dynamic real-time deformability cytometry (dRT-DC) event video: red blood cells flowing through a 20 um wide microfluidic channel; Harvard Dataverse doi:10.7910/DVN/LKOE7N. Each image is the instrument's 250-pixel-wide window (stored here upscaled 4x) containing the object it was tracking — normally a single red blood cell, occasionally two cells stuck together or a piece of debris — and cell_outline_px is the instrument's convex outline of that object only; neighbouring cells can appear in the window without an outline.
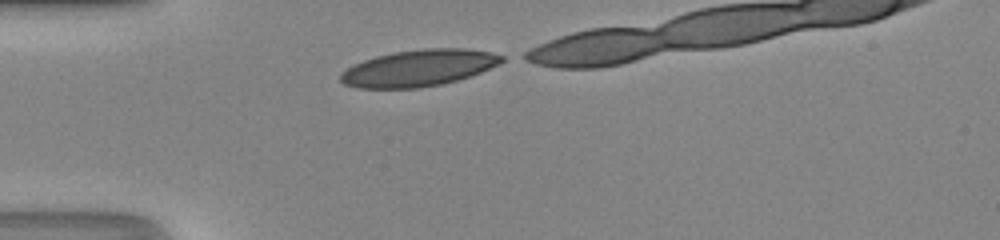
{"species": "human", "species_latin": "Homo sapiens", "temperature_condition": "room temperature", "stored_images_in_passage": 12, "camera_frame_rate_fps": 3000, "um_per_image_px": 0.085, "donor": {"sex": "male"}, "frame": {"image": 1, "passage_image": 1, "time_ms": 0.0, "image_size_px": [1000, 240], "cell_outline_px": [[504, 60], [480, 72], [456, 80], [440, 84], [420, 88], [356, 88], [344, 84], [340, 80], [340, 72], [364, 60], [376, 56], [396, 52], [424, 48], [464, 48], [492, 52], [504, 56]], "centroid_in_image_um": [35.56, 5.78], "position_along_channel_um": 49.4, "area_um2": 33.99}}
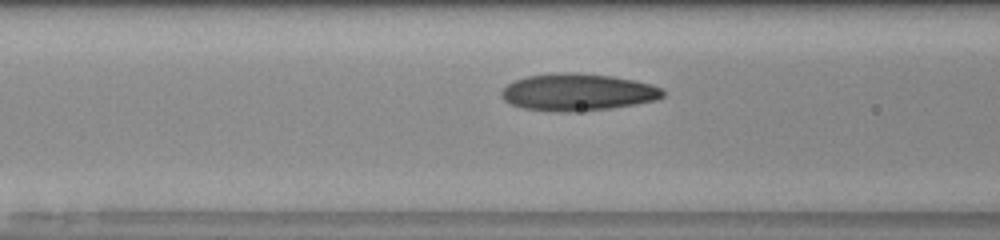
{"frame": {"image": 2, "passage_image": 7, "time_ms": 2.0, "image_size_px": [1000, 240], "cell_outline_px": [[664, 96], [656, 100], [636, 104], [612, 108], [572, 112], [560, 112], [524, 108], [512, 104], [504, 100], [500, 96], [500, 92], [508, 84], [516, 80], [528, 76], [552, 72], [576, 72], [612, 76], [636, 80], [652, 84], [660, 88], [664, 92]], "centroid_in_image_um": [49.12, 7.83], "position_along_channel_um": 117.5, "area_um2": 35.08}}